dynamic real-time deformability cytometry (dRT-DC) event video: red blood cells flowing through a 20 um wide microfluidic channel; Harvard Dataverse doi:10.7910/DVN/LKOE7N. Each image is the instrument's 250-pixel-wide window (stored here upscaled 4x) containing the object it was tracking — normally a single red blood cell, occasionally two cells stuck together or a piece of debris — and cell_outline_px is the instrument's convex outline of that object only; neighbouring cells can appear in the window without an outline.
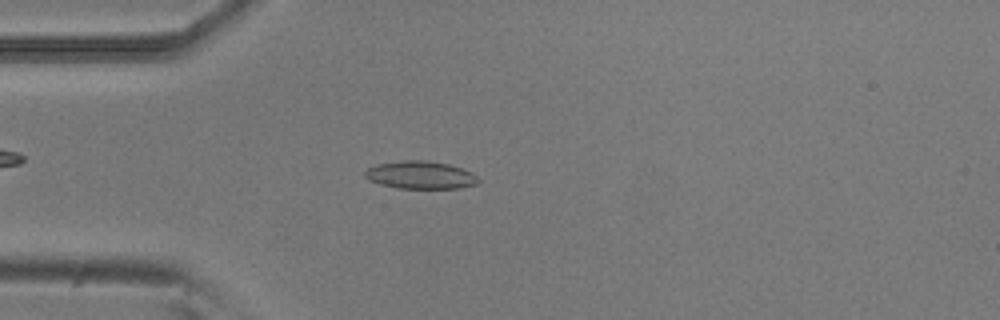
{"species": "common noctule bat (a hibernating species)", "species_latin": "Nyctalus noctula", "temperature_condition": "room temperature", "stored_images_in_passage": 52, "camera_frame_rate_fps": 3000, "um_per_image_px": 0.085, "animal": {"sex": "male", "body_mass_g": 20.5, "forearm_length_mm": 52.5}, "frame": {"image": 1, "passage_image": 13, "time_ms": 4.0, "image_size_px": [1000, 320], "cell_outline_px": [[480, 180], [476, 184], [460, 188], [400, 188], [380, 184], [368, 180], [364, 176], [364, 172], [368, 168], [376, 164], [400, 160], [428, 160], [448, 164], [472, 172]], "centroid_in_image_um": [35.71, 14.87], "position_along_channel_um": 49.3, "area_um2": 18.38}}
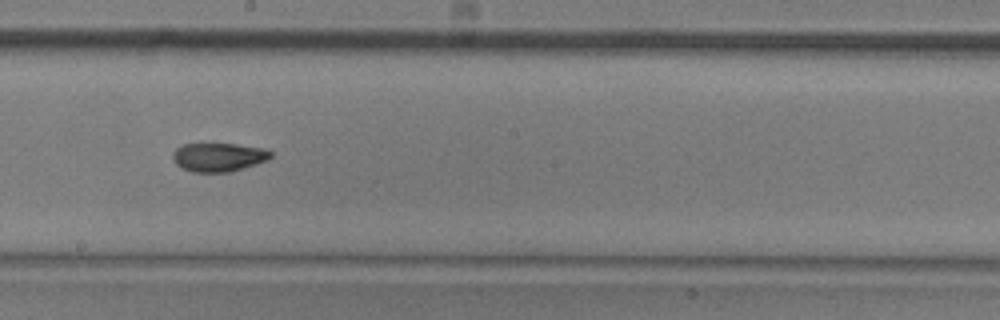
{"frame": {"image": 2, "passage_image": 28, "time_ms": 9.0, "image_size_px": [1000, 320], "cell_outline_px": [[272, 156], [268, 160], [244, 168], [228, 172], [192, 172], [180, 168], [172, 160], [172, 152], [176, 148], [184, 144], [236, 144], [264, 148], [272, 152]], "centroid_in_image_um": [18.56, 13.36], "position_along_channel_um": 229.6, "area_um2": 16.53}}
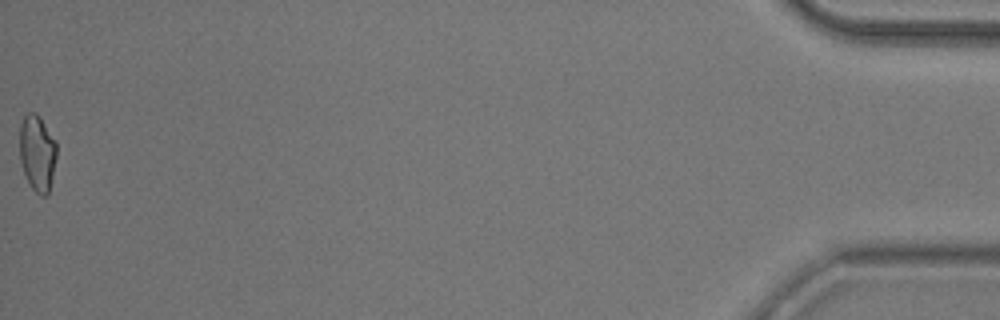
{"frame": {"image": 3, "passage_image": 52, "time_ms": 17.0, "image_size_px": [1000, 320], "cell_outline_px": [[56, 156], [52, 176], [48, 192], [44, 196], [40, 196], [32, 188], [24, 172], [20, 160], [20, 124], [24, 116], [28, 112], [36, 112], [40, 116], [56, 140]], "centroid_in_image_um": [3.17, 12.95], "position_along_channel_um": 432.0, "area_um2": 16.36}, "authors_computed_cell_mechanics": {"area_um2": 16.8198, "velocity_mm_per_s": 3.7947, "shape_relaxation_time_tau1_ms": null, "shape_relaxation_time_tau2_ms": 1.9972, "deformation_change_tau1": null, "deformation_change_tau2": 0.0783}}